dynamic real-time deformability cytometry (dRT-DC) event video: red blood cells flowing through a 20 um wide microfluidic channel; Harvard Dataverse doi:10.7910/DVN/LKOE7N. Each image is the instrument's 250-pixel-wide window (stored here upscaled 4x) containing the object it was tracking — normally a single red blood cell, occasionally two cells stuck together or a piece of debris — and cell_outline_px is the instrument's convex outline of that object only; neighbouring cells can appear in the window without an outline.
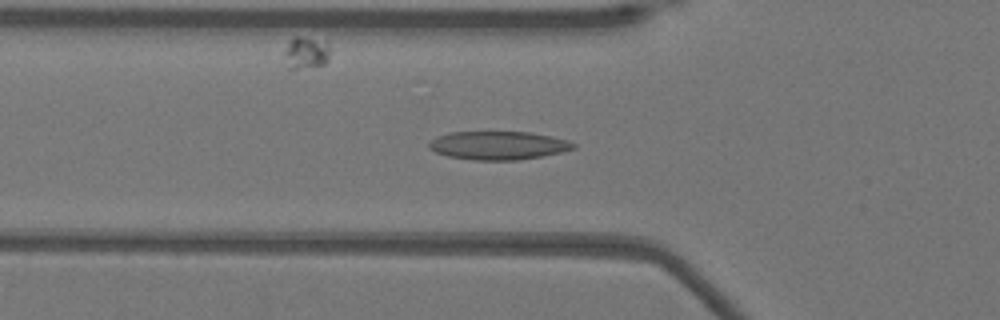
{"species": "Egyptian fruit bat (a non-hibernating species)", "species_latin": "Rousettus aegyptiacus", "temperature_condition": "warm", "stored_images_in_passage": 37, "camera_frame_rate_fps": 3000, "um_per_image_px": 0.085, "animal": {"sex": "female"}, "frame": {"image": 1, "passage_image": 10, "time_ms": 3.0, "image_size_px": [1000, 320], "cell_outline_px": [[576, 148], [560, 152], [540, 156], [516, 160], [472, 160], [448, 156], [436, 152], [428, 148], [428, 144], [436, 136], [448, 132], [528, 132], [568, 140], [576, 144]], "centroid_in_image_um": [42.31, 12.36], "position_along_channel_um": 83.5, "area_um2": 23.76}}
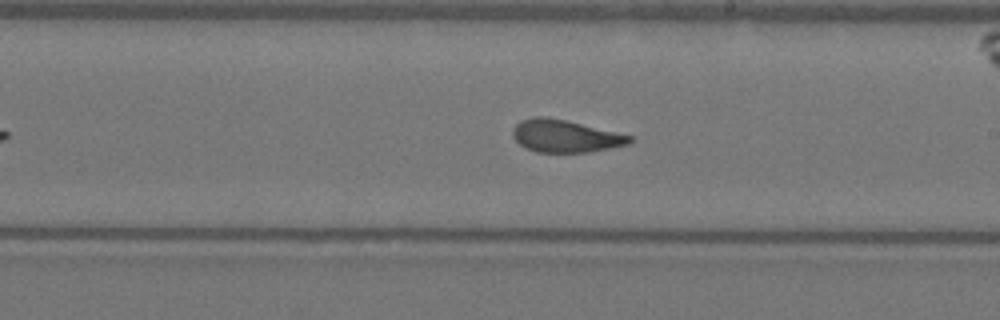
{"frame": {"image": 2, "passage_image": 22, "time_ms": 7.0, "image_size_px": [1000, 320], "cell_outline_px": [[636, 140], [628, 144], [588, 152], [536, 152], [520, 144], [512, 136], [512, 132], [516, 124], [520, 120], [536, 116], [544, 116], [564, 120], [616, 132], [632, 136]], "centroid_in_image_um": [48.04, 11.56], "position_along_channel_um": 241.0, "area_um2": 21.85}}
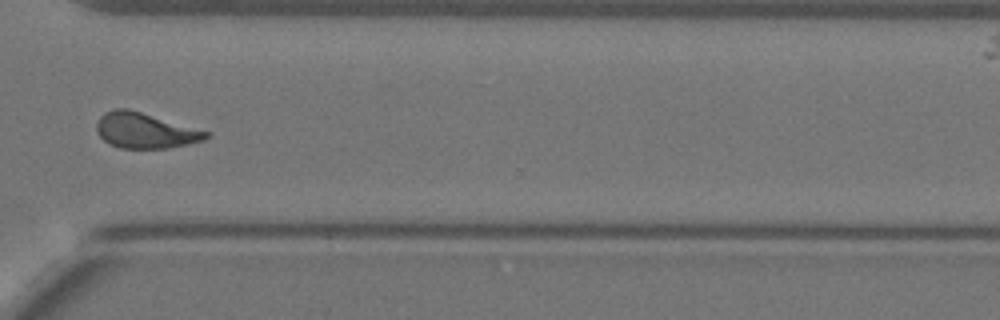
{"frame": {"image": 3, "passage_image": 31, "time_ms": 10.0, "image_size_px": [1000, 320], "cell_outline_px": [[212, 136], [204, 140], [188, 144], [168, 148], [120, 148], [108, 144], [96, 132], [96, 120], [104, 112], [112, 108], [128, 108], [208, 132]], "centroid_in_image_um": [12.28, 11.09], "position_along_channel_um": 358.3, "area_um2": 22.66}, "authors_computed_cell_mechanics": {"area_um2": 23.12, "velocity_mm_per_s": 3.9108, "shape_relaxation_time_tau1_ms": 6.2422, "shape_relaxation_time_tau2_ms": 1.0323, "deformation_change_tau1": 0.1774, "deformation_change_tau2": 0.0685}}